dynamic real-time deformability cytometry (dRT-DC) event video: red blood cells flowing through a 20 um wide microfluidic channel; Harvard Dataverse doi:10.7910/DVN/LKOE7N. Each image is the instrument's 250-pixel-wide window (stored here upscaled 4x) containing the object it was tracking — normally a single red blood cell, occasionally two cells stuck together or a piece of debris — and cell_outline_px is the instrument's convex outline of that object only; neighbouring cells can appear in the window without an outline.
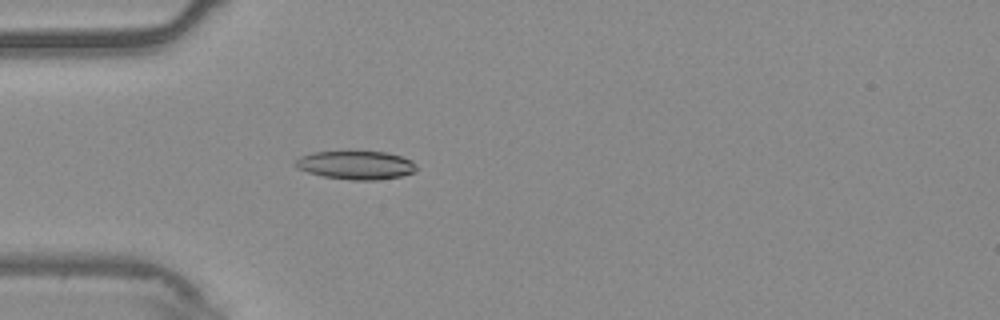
{"species": "common noctule bat (a hibernating species)", "species_latin": "Nyctalus noctula", "temperature_condition": "warm", "stored_images_in_passage": 43, "camera_frame_rate_fps": 3000, "um_per_image_px": 0.085, "animal": {"sex": "male", "body_mass_g": 20.4}, "frame": {"image": 1, "passage_image": 8, "time_ms": 2.333, "image_size_px": [1000, 320], "cell_outline_px": [[416, 172], [400, 176], [376, 180], [352, 180], [324, 176], [308, 172], [296, 168], [292, 164], [300, 156], [312, 152], [388, 152], [412, 160], [416, 164]], "centroid_in_image_um": [30.25, 14.03], "position_along_channel_um": 54.8, "area_um2": 20.06}}
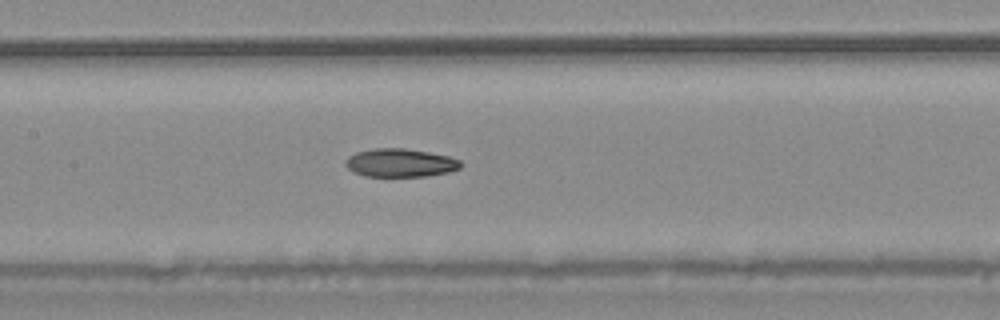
{"frame": {"image": 2, "passage_image": 18, "time_ms": 5.667, "image_size_px": [1000, 320], "cell_outline_px": [[460, 168], [448, 172], [424, 176], [364, 176], [348, 168], [344, 164], [348, 156], [356, 152], [372, 148], [404, 148], [428, 152], [448, 156], [460, 160]], "centroid_in_image_um": [33.99, 13.83], "position_along_channel_um": 173.4, "area_um2": 18.84}}
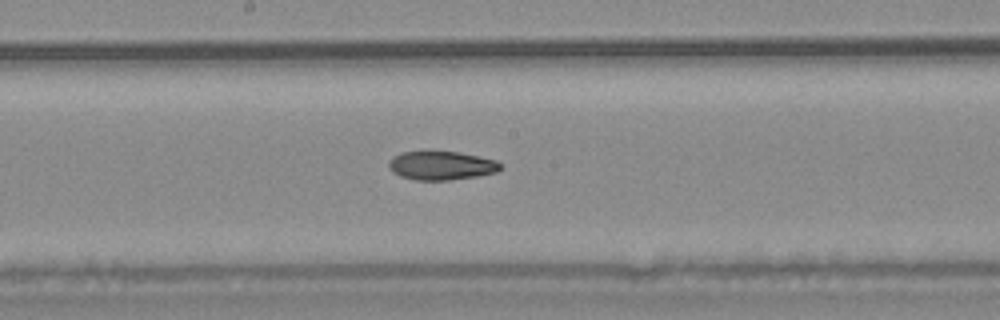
{"frame": {"image": 3, "passage_image": 21, "time_ms": 6.667, "image_size_px": [1000, 320], "cell_outline_px": [[500, 168], [496, 172], [476, 176], [448, 180], [416, 180], [400, 176], [388, 168], [388, 164], [392, 156], [400, 152], [456, 152], [480, 156], [496, 160], [500, 164]], "centroid_in_image_um": [37.48, 14.07], "position_along_channel_um": 210.7, "area_um2": 18.5}, "authors_computed_cell_mechanics": {"area_um2": 19.4786, "velocity_mm_per_s": 3.7447, "shape_relaxation_time_tau1_ms": null, "shape_relaxation_time_tau2_ms": 8.5535, "deformation_change_tau1": null, "deformation_change_tau2": 0.1697}}